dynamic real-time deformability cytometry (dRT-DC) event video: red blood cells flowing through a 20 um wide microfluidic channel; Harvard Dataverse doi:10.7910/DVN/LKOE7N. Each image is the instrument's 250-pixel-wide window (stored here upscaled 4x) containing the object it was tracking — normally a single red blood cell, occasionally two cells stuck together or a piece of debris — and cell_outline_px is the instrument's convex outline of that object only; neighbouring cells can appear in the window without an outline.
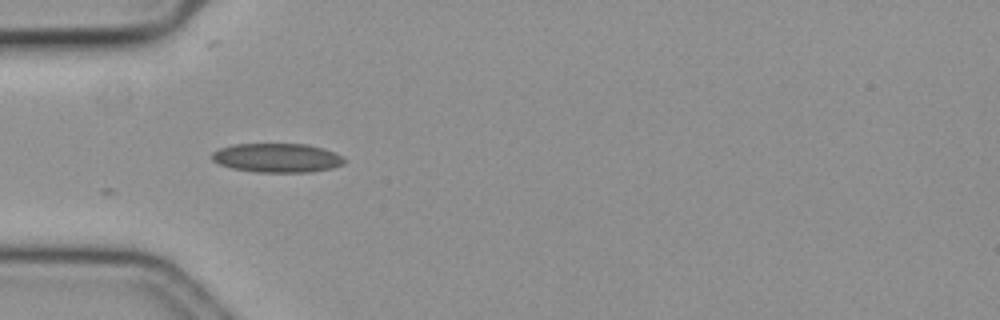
{"species": "common noctule bat (a hibernating species)", "species_latin": "Nyctalus noctula", "temperature_condition": "cold", "stored_images_in_passage": 4, "camera_frame_rate_fps": 3000, "um_per_image_px": 0.085, "animal": {"sex": "female", "body_mass_g": 19.3, "forearm_length_mm": 54.1}, "frame": {"image": 1, "passage_image": 1, "time_ms": 0.0, "image_size_px": [1000, 320], "cell_outline_px": [[344, 164], [332, 168], [312, 172], [256, 172], [232, 168], [220, 164], [212, 160], [212, 152], [220, 148], [236, 144], [308, 144], [332, 152], [340, 156], [344, 160]], "centroid_in_image_um": [23.53, 13.42], "position_along_channel_um": 61.5, "area_um2": 22.2}}
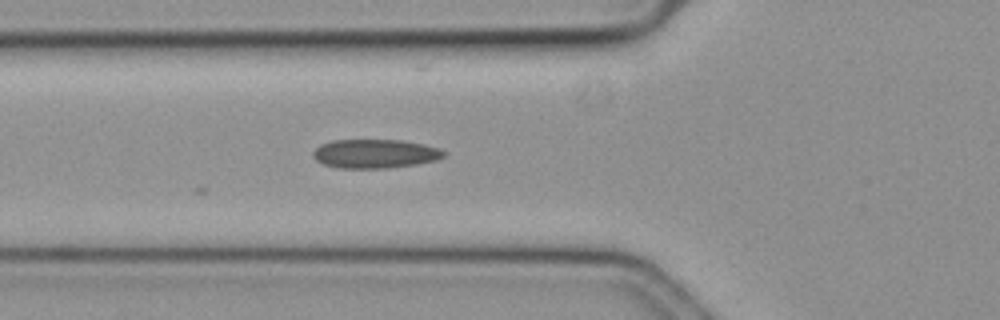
{"frame": {"image": 2, "passage_image": 4, "time_ms": 1.0, "image_size_px": [1000, 320], "cell_outline_px": [[448, 152], [444, 156], [436, 160], [416, 164], [388, 168], [336, 168], [324, 164], [316, 160], [312, 156], [312, 152], [320, 144], [332, 140], [400, 140], [424, 144], [440, 148]], "centroid_in_image_um": [31.88, 13.06], "position_along_channel_um": 93.9, "area_um2": 22.2}}